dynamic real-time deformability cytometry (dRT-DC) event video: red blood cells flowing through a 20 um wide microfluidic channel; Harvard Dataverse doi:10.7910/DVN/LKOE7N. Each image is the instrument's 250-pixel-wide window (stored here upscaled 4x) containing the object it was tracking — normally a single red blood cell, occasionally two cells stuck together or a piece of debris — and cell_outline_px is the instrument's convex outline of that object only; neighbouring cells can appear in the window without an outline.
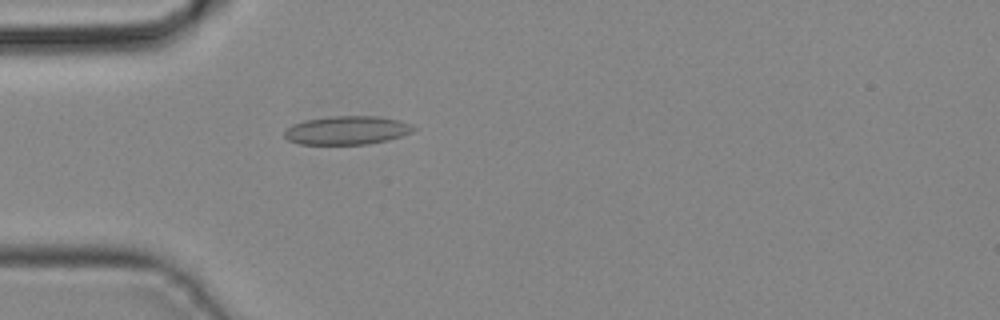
{"species": "common noctule bat (a hibernating species)", "species_latin": "Nyctalus noctula", "temperature_condition": "cold", "stored_images_in_passage": 42, "camera_frame_rate_fps": 3000, "um_per_image_px": 0.085, "animal": {"sex": "male", "body_mass_g": 19.2, "forearm_length_mm": 51.8}, "frame": {"image": 1, "passage_image": 12, "time_ms": 3.667, "image_size_px": [1000, 320], "cell_outline_px": [[416, 128], [412, 132], [388, 140], [368, 144], [300, 144], [288, 140], [284, 136], [284, 132], [292, 124], [304, 120], [328, 116], [376, 116], [400, 120], [412, 124]], "centroid_in_image_um": [29.5, 11.07], "position_along_channel_um": 55.5, "area_um2": 21.56}}
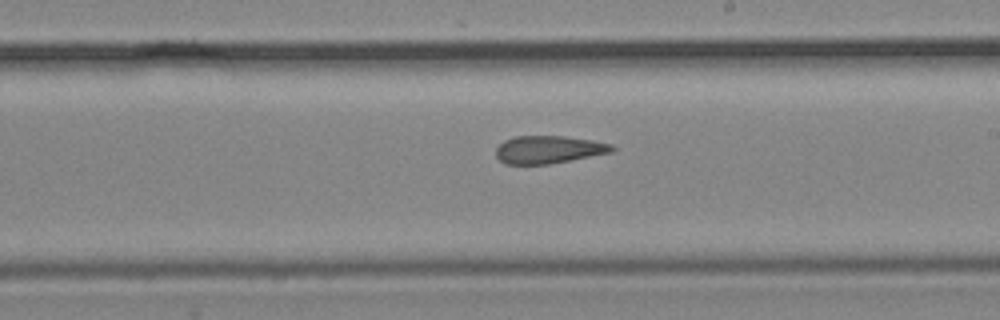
{"frame": {"image": 2, "passage_image": 24, "time_ms": 7.667, "image_size_px": [1000, 320], "cell_outline_px": [[616, 148], [612, 152], [548, 164], [504, 164], [496, 156], [496, 148], [504, 140], [516, 136], [564, 136], [592, 140], [612, 144]], "centroid_in_image_um": [46.62, 12.71], "position_along_channel_um": 242.4, "area_um2": 18.67}}
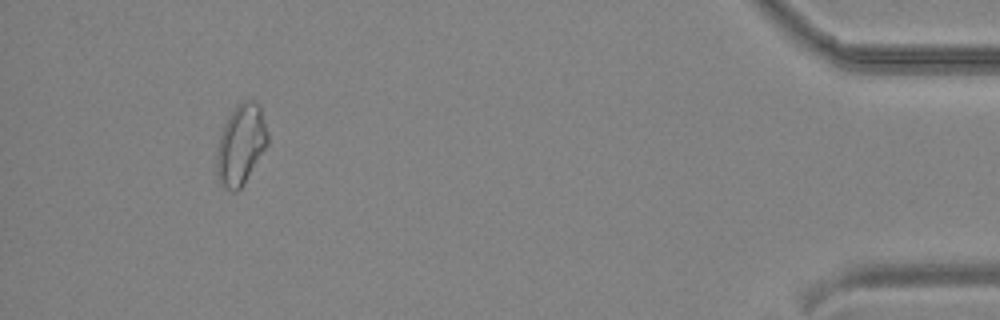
{"frame": {"image": 3, "passage_image": 39, "time_ms": 12.667, "image_size_px": [1000, 320], "cell_outline_px": [[268, 144], [244, 184], [236, 192], [232, 192], [224, 188], [220, 184], [216, 172], [216, 152], [220, 136], [224, 124], [228, 116], [236, 104], [240, 100], [252, 100], [260, 104], [268, 132]], "centroid_in_image_um": [20.47, 12.28], "position_along_channel_um": 414.7, "area_um2": 24.28}}